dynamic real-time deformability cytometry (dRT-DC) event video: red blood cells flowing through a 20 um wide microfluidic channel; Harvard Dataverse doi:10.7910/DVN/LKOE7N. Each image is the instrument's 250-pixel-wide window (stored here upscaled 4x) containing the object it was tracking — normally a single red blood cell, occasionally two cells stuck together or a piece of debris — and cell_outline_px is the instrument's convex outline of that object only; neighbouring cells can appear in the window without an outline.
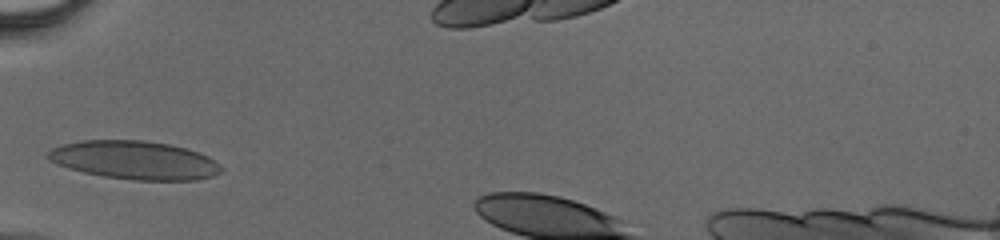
{"species": "human", "species_latin": "Homo sapiens", "temperature_condition": "cold", "stored_images_in_passage": 25, "camera_frame_rate_fps": 3000, "um_per_image_px": 0.085, "donor": {"sex": "male"}, "frame": {"image": 1, "passage_image": 1, "time_ms": 0.0, "image_size_px": [1000, 240], "cell_outline_px": [[224, 168], [220, 172], [212, 176], [196, 180], [132, 180], [104, 176], [84, 172], [48, 160], [44, 156], [52, 148], [60, 144], [80, 140], [144, 140], [168, 144], [188, 148], [200, 152], [208, 156], [220, 164]], "centroid_in_image_um": [11.46, 13.6], "position_along_channel_um": 73.5, "area_um2": 38.9}}